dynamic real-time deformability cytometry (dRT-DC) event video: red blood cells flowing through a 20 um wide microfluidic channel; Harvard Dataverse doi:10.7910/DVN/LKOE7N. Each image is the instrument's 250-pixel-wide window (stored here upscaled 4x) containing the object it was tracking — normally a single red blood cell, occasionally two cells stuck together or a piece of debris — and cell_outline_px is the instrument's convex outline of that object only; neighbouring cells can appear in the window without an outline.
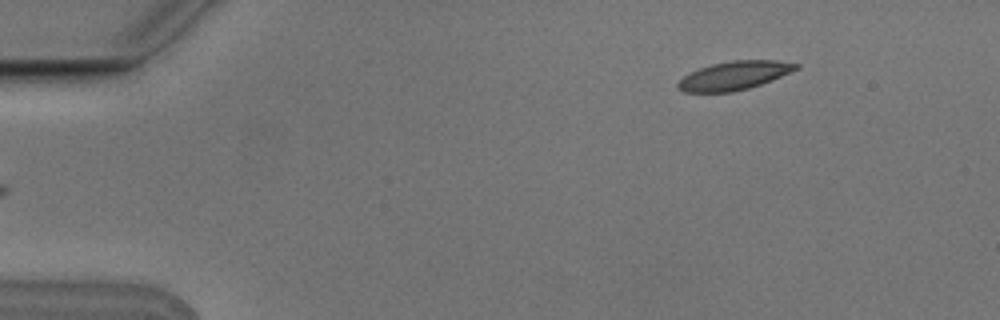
{"species": "Egyptian fruit bat (a non-hibernating species)", "species_latin": "Rousettus aegyptiacus", "temperature_condition": "cold", "stored_images_in_passage": 5, "camera_frame_rate_fps": 3000, "um_per_image_px": 0.085, "animal": {"sex": "male"}, "frame": {"image": 1, "passage_image": 5, "time_ms": 1.333, "image_size_px": [1000, 320], "cell_outline_px": [[800, 68], [772, 80], [748, 88], [732, 92], [684, 92], [676, 88], [676, 84], [684, 76], [700, 68], [712, 64], [736, 60], [776, 60], [800, 64]], "centroid_in_image_um": [62.42, 6.42], "position_along_channel_um": 22.6, "area_um2": 19.54}}